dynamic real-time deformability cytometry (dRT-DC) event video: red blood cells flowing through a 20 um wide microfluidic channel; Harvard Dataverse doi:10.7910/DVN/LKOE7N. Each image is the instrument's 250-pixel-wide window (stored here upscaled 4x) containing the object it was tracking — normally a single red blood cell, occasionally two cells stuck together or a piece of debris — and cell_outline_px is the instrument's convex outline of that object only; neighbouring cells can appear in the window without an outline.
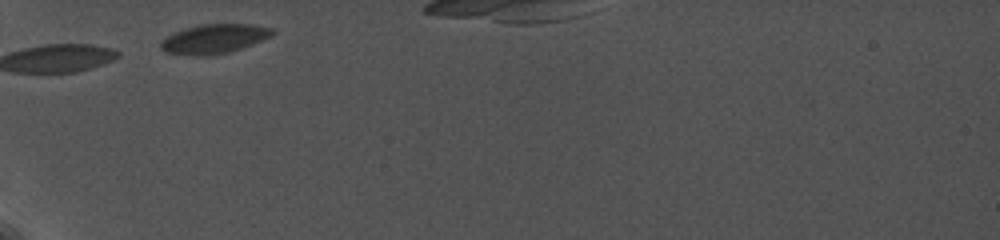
{"species": "common noctule bat (a hibernating species)", "species_latin": "Nyctalus noctula", "temperature_condition": "cold", "stored_images_in_passage": 17, "camera_frame_rate_fps": 5000, "um_per_image_px": 0.085, "animal": {"sex": "female", "body_mass_g": 19.0, "forearm_length_mm": 56.7}, "frame": {"image": 1, "passage_image": 1, "time_ms": 0.0, "image_size_px": [1000, 240], "cell_outline_px": [[276, 32], [272, 36], [252, 44], [228, 52], [200, 56], [192, 56], [164, 52], [160, 48], [160, 44], [172, 32], [184, 28], [200, 24], [252, 24], [272, 28]], "centroid_in_image_um": [18.19, 3.29], "position_along_channel_um": 66.8, "area_um2": 19.07}}
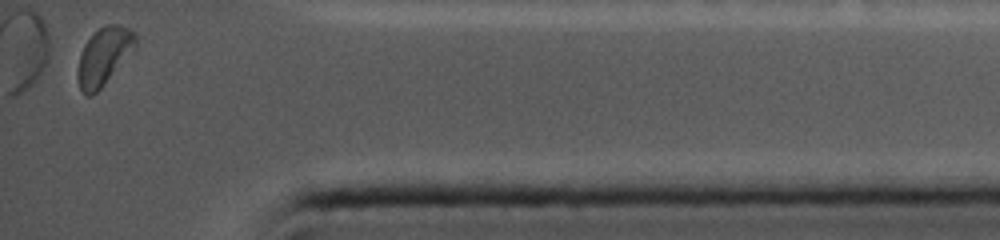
{"frame": {"image": 2, "passage_image": 17, "time_ms": 10.2, "image_size_px": [1000, 240], "cell_outline_px": [[136, 44], [100, 88], [92, 96], [84, 96], [80, 92], [76, 76], [76, 72], [80, 52], [84, 44], [104, 24], [116, 24], [128, 28], [136, 36]], "centroid_in_image_um": [8.74, 4.81], "position_along_channel_um": 426.5, "area_um2": 18.9}, "authors_computed_cell_mechanics": {"area_um2": 18.9006, "velocity_mm_per_s": 3.7183, "shape_relaxation_time_tau1_ms": 2.5268, "shape_relaxation_time_tau2_ms": null, "deformation_change_tau1": 0.0838, "deformation_change_tau2": null}}